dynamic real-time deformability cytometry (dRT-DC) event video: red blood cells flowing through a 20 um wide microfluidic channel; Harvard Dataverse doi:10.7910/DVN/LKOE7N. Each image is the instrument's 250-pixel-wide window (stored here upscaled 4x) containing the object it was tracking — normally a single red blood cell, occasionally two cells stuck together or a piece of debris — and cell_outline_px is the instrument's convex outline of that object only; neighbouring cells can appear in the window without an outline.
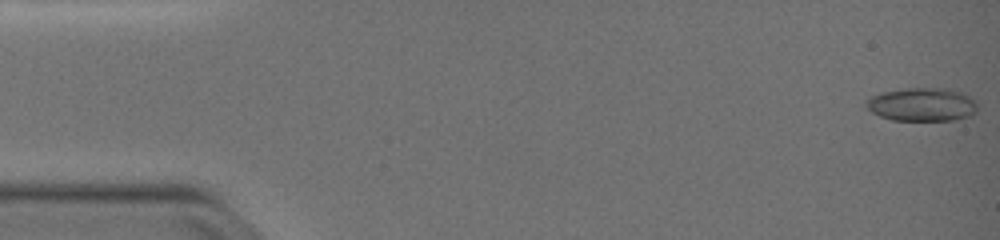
{"species": "common noctule bat (a hibernating species)", "species_latin": "Nyctalus noctula", "temperature_condition": "warm", "stored_images_in_passage": 51, "camera_frame_rate_fps": 3000, "um_per_image_px": 0.085, "animal": {"sex": "female", "body_mass_g": 19.0, "forearm_length_mm": 51.5}, "frame": {"image": 1, "passage_image": 1, "time_ms": 0.0, "image_size_px": [1000, 240], "cell_outline_px": [[976, 112], [972, 116], [952, 120], [892, 120], [880, 116], [872, 112], [864, 104], [872, 96], [880, 92], [908, 88], [948, 88], [960, 92], [968, 96], [976, 104]], "centroid_in_image_um": [78.36, 8.88], "position_along_channel_um": 6.6, "area_um2": 21.56}}
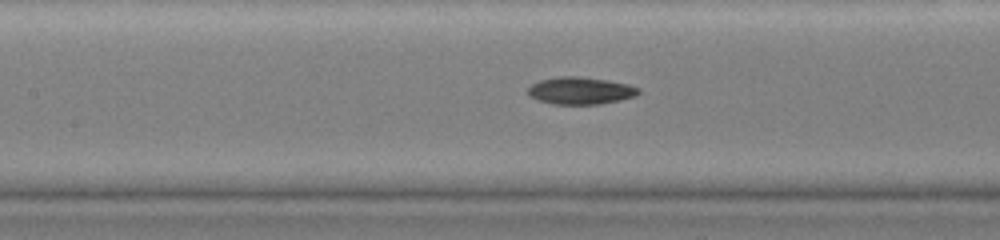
{"frame": {"image": 2, "passage_image": 24, "time_ms": 7.667, "image_size_px": [1000, 240], "cell_outline_px": [[640, 92], [636, 96], [620, 100], [600, 104], [552, 104], [536, 100], [528, 96], [528, 88], [532, 84], [540, 80], [556, 76], [580, 76], [608, 80], [628, 84], [640, 88]], "centroid_in_image_um": [49.33, 7.7], "position_along_channel_um": 158.1, "area_um2": 17.8}}
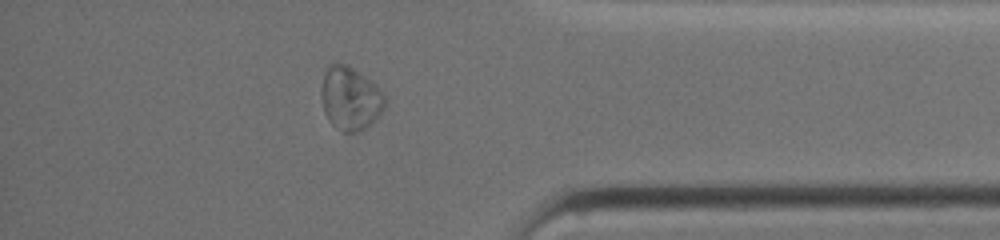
{"frame": {"image": 3, "passage_image": 44, "time_ms": 14.333, "image_size_px": [1000, 240], "cell_outline_px": [[388, 104], [360, 132], [344, 132], [336, 128], [328, 120], [324, 112], [320, 96], [320, 88], [324, 72], [328, 64], [332, 60], [348, 64], [380, 88], [384, 92]], "centroid_in_image_um": [29.73, 8.31], "position_along_channel_um": 405.5, "area_um2": 23.93}, "authors_computed_cell_mechanics": {"area_um2": 18.4382, "velocity_mm_per_s": 3.8554, "shape_relaxation_time_tau1_ms": 6.0636, "shape_relaxation_time_tau2_ms": 3.4109, "deformation_change_tau1": 0.1476, "deformation_change_tau2": 0.0781}}